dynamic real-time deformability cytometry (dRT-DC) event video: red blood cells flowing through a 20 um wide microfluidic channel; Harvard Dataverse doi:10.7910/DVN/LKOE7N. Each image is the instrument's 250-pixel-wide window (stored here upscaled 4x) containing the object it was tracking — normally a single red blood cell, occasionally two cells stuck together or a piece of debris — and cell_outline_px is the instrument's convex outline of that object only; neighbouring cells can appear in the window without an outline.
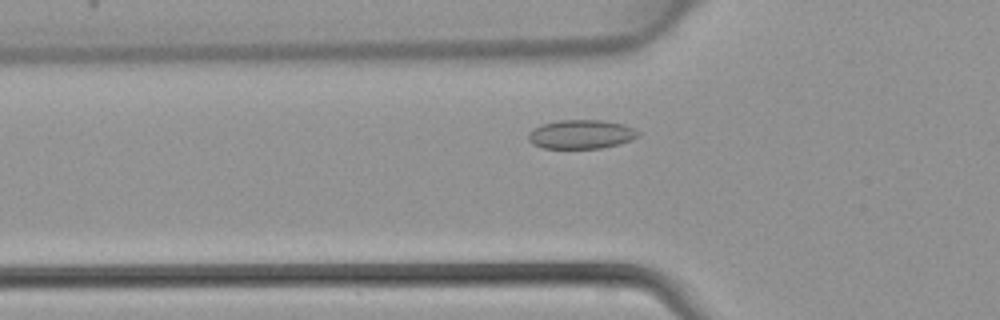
{"species": "common noctule bat (a hibernating species)", "species_latin": "Nyctalus noctula", "temperature_condition": "warm", "stored_images_in_passage": 33, "camera_frame_rate_fps": 3000, "um_per_image_px": 0.085, "animal": {"sex": "female", "body_mass_g": 22.7, "forearm_length_mm": 54.2}, "frame": {"image": 1, "passage_image": 3, "time_ms": 0.667, "image_size_px": [1000, 320], "cell_outline_px": [[640, 136], [632, 140], [620, 144], [600, 148], [544, 148], [532, 144], [528, 140], [528, 132], [532, 128], [540, 124], [556, 120], [604, 120], [624, 124], [640, 132]], "centroid_in_image_um": [49.38, 11.4], "position_along_channel_um": 76.4, "area_um2": 18.84}}
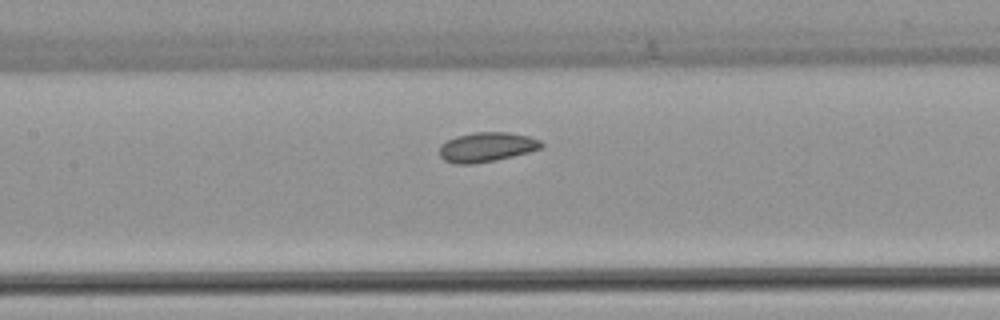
{"frame": {"image": 2, "passage_image": 9, "time_ms": 2.667, "image_size_px": [1000, 320], "cell_outline_px": [[544, 144], [540, 148], [528, 152], [496, 160], [472, 164], [456, 164], [444, 160], [440, 156], [440, 144], [456, 136], [476, 132], [508, 132], [528, 136], [540, 140]], "centroid_in_image_um": [41.35, 12.5], "position_along_channel_um": 166.0, "area_um2": 17.46}}
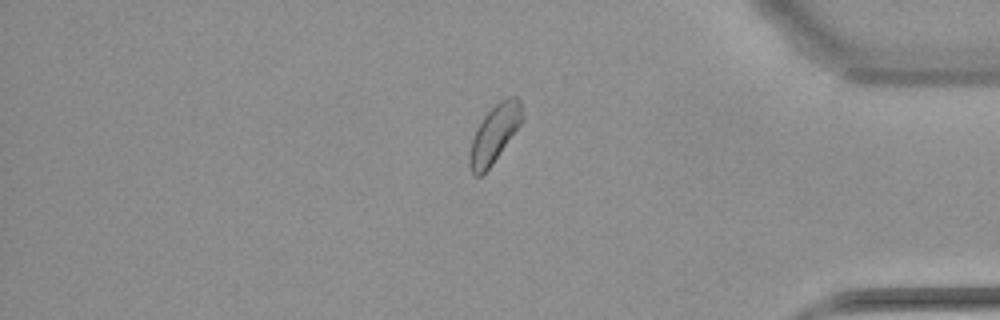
{"frame": {"image": 3, "passage_image": 26, "time_ms": 8.333, "image_size_px": [1000, 320], "cell_outline_px": [[524, 120], [492, 164], [480, 176], [476, 176], [472, 172], [468, 164], [468, 156], [472, 140], [484, 116], [500, 100], [508, 96], [516, 96], [520, 100], [524, 116]], "centroid_in_image_um": [42.05, 11.36], "position_along_channel_um": 393.1, "area_um2": 17.51}}